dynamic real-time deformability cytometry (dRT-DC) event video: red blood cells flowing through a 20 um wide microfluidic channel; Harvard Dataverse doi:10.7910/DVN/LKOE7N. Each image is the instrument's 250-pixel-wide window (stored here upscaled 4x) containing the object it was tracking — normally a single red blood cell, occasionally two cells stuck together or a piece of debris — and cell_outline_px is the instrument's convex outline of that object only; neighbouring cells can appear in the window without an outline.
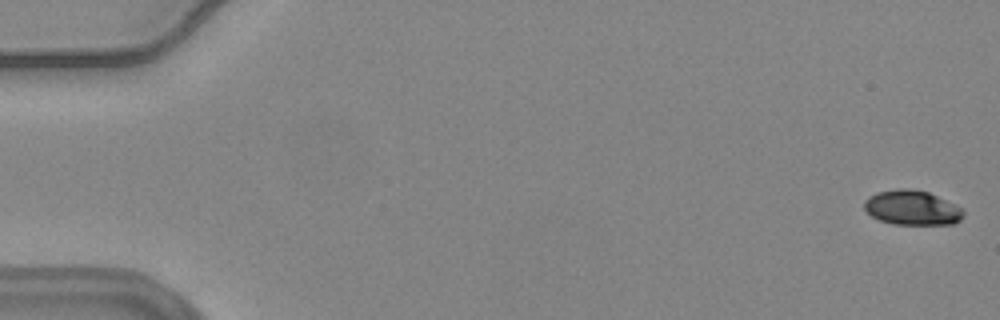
{"species": "common noctule bat (a hibernating species)", "species_latin": "Nyctalus noctula", "temperature_condition": "warm", "stored_images_in_passage": 58, "camera_frame_rate_fps": 3000, "um_per_image_px": 0.085, "animal": {"sex": "female", "body_mass_g": 24.6, "forearm_length_mm": 56.2}, "frame": {"image": 1, "passage_image": 2, "time_ms": 0.333, "image_size_px": [1000, 320], "cell_outline_px": [[964, 216], [960, 220], [952, 224], [892, 224], [880, 220], [872, 216], [864, 208], [864, 200], [868, 196], [876, 192], [896, 188], [912, 188], [928, 192], [960, 208], [964, 212]], "centroid_in_image_um": [77.47, 17.65], "position_along_channel_um": 7.5, "area_um2": 19.94}}
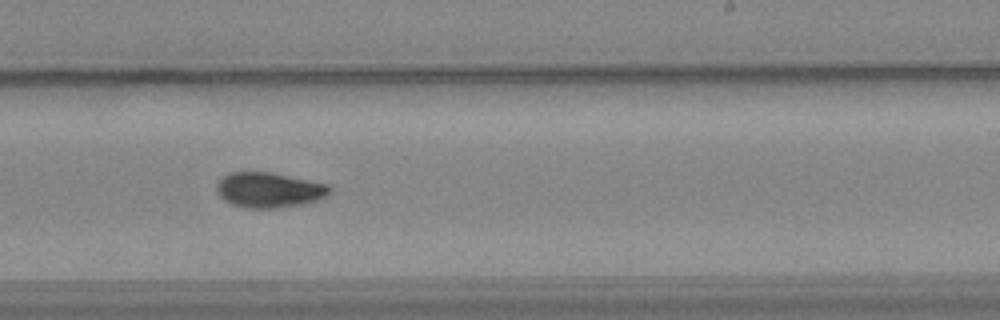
{"frame": {"image": 2, "passage_image": 36, "time_ms": 11.667, "image_size_px": [1000, 320], "cell_outline_px": [[332, 192], [316, 200], [304, 204], [280, 208], [244, 208], [232, 204], [224, 200], [216, 192], [216, 184], [224, 176], [232, 172], [272, 172], [328, 184], [332, 188]], "centroid_in_image_um": [22.87, 16.15], "position_along_channel_um": 266.1, "area_um2": 23.29}}
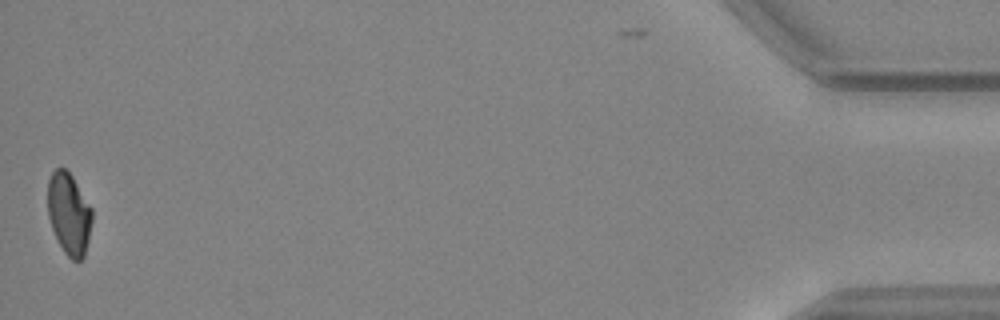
{"frame": {"image": 3, "passage_image": 57, "time_ms": 18.667, "image_size_px": [1000, 320], "cell_outline_px": [[92, 220], [88, 240], [84, 256], [80, 260], [72, 260], [64, 252], [52, 228], [48, 216], [48, 180], [52, 172], [56, 168], [64, 168], [72, 176], [92, 208]], "centroid_in_image_um": [5.86, 18.16], "position_along_channel_um": 429.3, "area_um2": 20.92}, "authors_computed_cell_mechanics": {"area_um2": 22.2241, "velocity_mm_per_s": 3.6988, "shape_relaxation_time_tau1_ms": 4.7185, "shape_relaxation_time_tau2_ms": null, "deformation_change_tau1": 0.1451, "deformation_change_tau2": null}}